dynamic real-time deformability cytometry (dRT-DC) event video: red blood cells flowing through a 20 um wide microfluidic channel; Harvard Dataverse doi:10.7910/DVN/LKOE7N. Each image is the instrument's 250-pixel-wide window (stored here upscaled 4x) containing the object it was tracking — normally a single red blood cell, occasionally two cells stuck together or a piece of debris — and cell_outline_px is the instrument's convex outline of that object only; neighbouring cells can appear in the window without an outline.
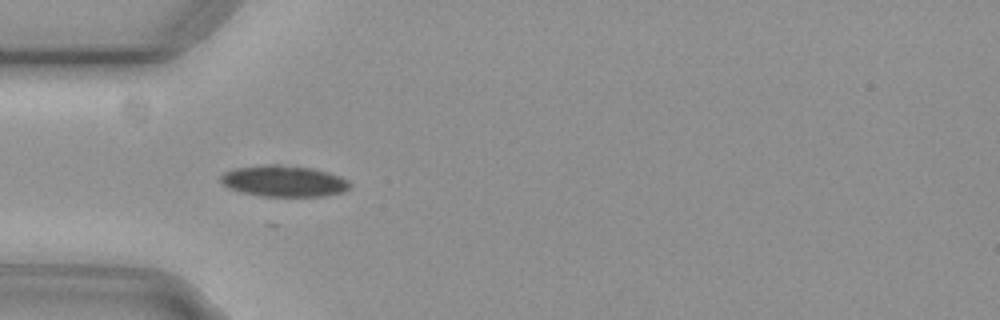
{"species": "common noctule bat (a hibernating species)", "species_latin": "Nyctalus noctula", "temperature_condition": "cold", "stored_images_in_passage": 15, "camera_frame_rate_fps": 3000, "um_per_image_px": 0.085, "animal": {"sex": "female", "body_mass_g": 29.2, "forearm_length_mm": 56.3}, "frame": {"image": 1, "passage_image": 5, "time_ms": 1.333, "image_size_px": [1000, 320], "cell_outline_px": [[352, 184], [344, 192], [324, 196], [264, 196], [240, 192], [228, 188], [220, 180], [220, 176], [224, 172], [236, 168], [260, 164], [280, 164], [312, 168], [328, 172], [340, 176], [348, 180]], "centroid_in_image_um": [24.13, 15.38], "position_along_channel_um": 60.9, "area_um2": 23.7}}
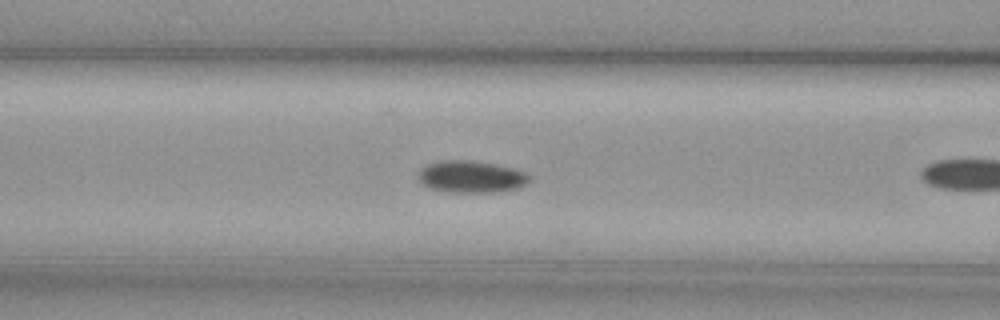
{"frame": {"image": 2, "passage_image": 7, "time_ms": 2.0, "image_size_px": [1000, 320], "cell_outline_px": [[532, 180], [528, 184], [516, 188], [492, 192], [444, 192], [432, 188], [424, 184], [416, 176], [420, 168], [428, 164], [440, 160], [468, 160], [492, 164], [512, 168], [524, 172], [532, 176]], "centroid_in_image_um": [40.04, 15.02], "position_along_channel_um": 126.6, "area_um2": 20.69}}